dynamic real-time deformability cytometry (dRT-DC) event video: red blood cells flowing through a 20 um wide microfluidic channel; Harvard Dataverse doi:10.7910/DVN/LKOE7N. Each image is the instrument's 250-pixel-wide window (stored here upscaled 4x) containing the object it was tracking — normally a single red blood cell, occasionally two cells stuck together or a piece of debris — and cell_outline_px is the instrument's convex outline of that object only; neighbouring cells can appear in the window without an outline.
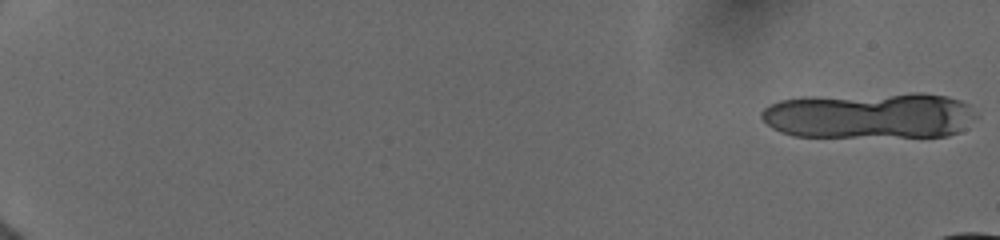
{"species": "human", "species_latin": "Homo sapiens", "temperature_condition": "cold", "stored_images_in_passage": 11, "camera_frame_rate_fps": 3000, "um_per_image_px": 0.085, "donor": {"sex": "female"}, "frame": {"image": 1, "passage_image": 1, "time_ms": 0.0, "image_size_px": [1000, 240], "cell_outline_px": [[980, 116], [968, 128], [960, 132], [948, 136], [792, 136], [780, 132], [772, 128], [760, 116], [760, 112], [764, 108], [780, 100], [804, 96], [912, 92], [924, 92], [948, 96], [960, 100], [968, 104]], "centroid_in_image_um": [74.0, 9.79], "position_along_channel_um": 11.0, "area_um2": 58.96}}